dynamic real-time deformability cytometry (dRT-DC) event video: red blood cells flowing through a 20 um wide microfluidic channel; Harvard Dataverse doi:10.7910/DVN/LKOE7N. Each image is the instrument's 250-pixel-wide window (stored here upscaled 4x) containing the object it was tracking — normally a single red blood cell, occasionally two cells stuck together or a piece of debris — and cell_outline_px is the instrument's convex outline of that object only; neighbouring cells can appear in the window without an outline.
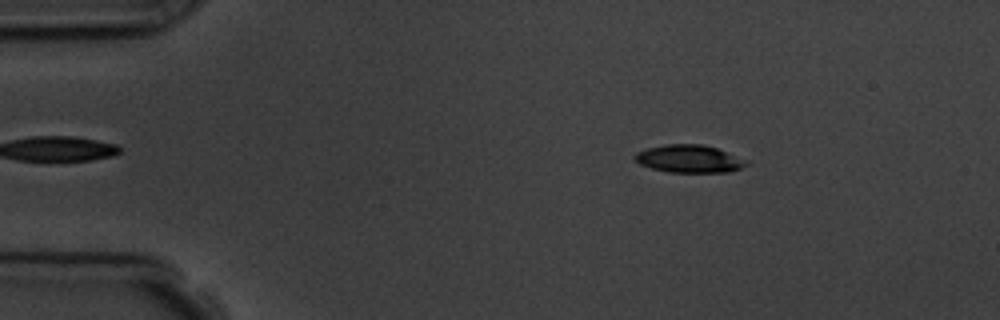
{"species": "common noctule bat (a hibernating species)", "species_latin": "Nyctalus noctula", "temperature_condition": "room temperature", "stored_images_in_passage": 5, "camera_frame_rate_fps": 3000, "um_per_image_px": 0.085, "animal": {"sex": "male", "body_mass_g": 19.5, "forearm_length_mm": 54.6}, "frame": {"image": 1, "passage_image": 3, "time_ms": 2.333, "image_size_px": [1000, 320], "cell_outline_px": [[748, 164], [740, 168], [728, 172], [668, 172], [652, 168], [640, 164], [632, 156], [636, 152], [648, 148], [668, 144], [700, 144], [716, 148], [748, 160]], "centroid_in_image_um": [58.57, 13.5], "position_along_channel_um": 26.4, "area_um2": 17.86}}